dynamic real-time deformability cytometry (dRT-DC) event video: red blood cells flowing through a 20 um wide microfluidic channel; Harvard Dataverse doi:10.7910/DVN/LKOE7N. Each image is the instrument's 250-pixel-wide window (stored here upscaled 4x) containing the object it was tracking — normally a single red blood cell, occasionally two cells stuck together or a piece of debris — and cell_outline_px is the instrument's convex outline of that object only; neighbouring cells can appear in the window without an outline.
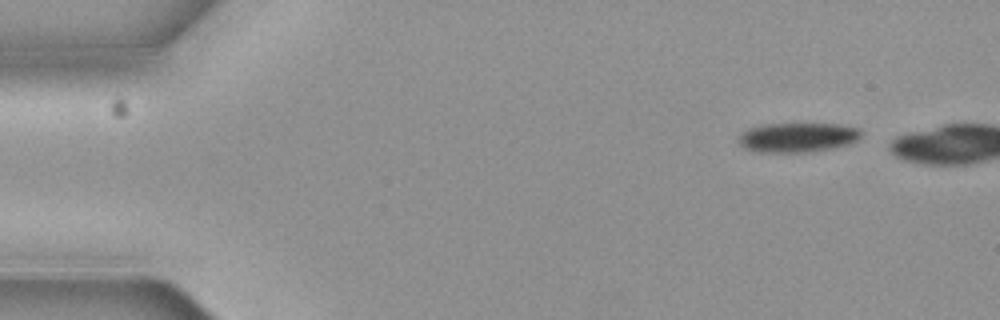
{"species": "common noctule bat (a hibernating species)", "species_latin": "Nyctalus noctula", "temperature_condition": "cold", "stored_images_in_passage": 2, "camera_frame_rate_fps": 3000, "um_per_image_px": 0.085, "animal": {"sex": "female", "body_mass_g": 19.3, "forearm_length_mm": 54.1}, "frame": {"image": 1, "passage_image": 1, "time_ms": 0.0, "image_size_px": [1000, 320], "cell_outline_px": [[860, 136], [856, 140], [848, 144], [832, 148], [808, 152], [756, 152], [744, 148], [740, 144], [740, 136], [748, 128], [764, 124], [836, 124], [856, 128], [860, 132]], "centroid_in_image_um": [67.76, 11.68], "position_along_channel_um": 17.2, "area_um2": 20.75}}